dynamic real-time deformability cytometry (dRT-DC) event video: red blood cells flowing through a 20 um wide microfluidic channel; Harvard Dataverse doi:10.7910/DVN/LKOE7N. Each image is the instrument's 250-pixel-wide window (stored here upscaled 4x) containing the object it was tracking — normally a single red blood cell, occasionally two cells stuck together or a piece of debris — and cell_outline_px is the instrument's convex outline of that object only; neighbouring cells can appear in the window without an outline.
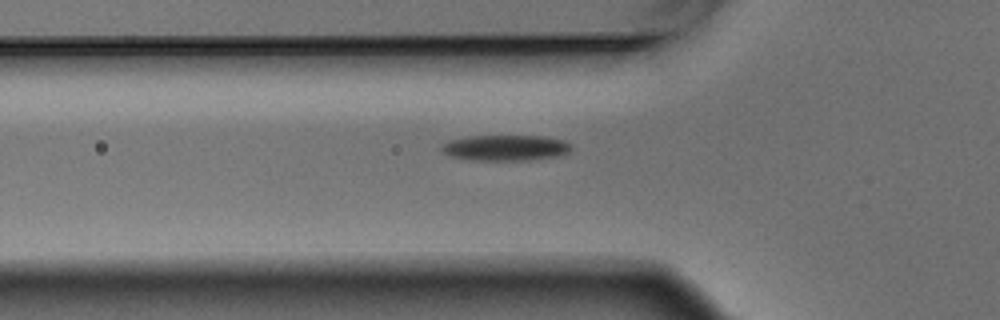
{"species": "Egyptian fruit bat (a non-hibernating species)", "species_latin": "Rousettus aegyptiacus", "temperature_condition": "warm", "stored_images_in_passage": 6, "segment_of_instrument_passage": [2, 2], "camera_frame_rate_fps": 3000, "um_per_image_px": 0.085, "animal": {"sex": "male"}, "frame": {"image": 1, "passage_image": 6, "time_ms": 1.667, "image_size_px": [1000, 320], "cell_outline_px": [[572, 148], [568, 152], [556, 156], [532, 160], [468, 160], [452, 156], [444, 152], [440, 148], [448, 140], [472, 136], [544, 136], [564, 140], [572, 144]], "centroid_in_image_um": [43.0, 12.56], "position_along_channel_um": 82.8, "area_um2": 19.42}}